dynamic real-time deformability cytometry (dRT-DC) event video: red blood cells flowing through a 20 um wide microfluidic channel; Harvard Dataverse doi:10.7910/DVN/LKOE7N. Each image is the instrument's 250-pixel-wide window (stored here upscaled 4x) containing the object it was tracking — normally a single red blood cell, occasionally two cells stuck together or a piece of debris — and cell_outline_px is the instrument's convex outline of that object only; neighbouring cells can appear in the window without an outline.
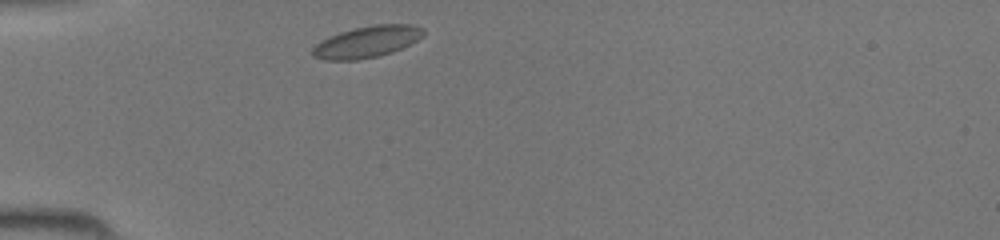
{"species": "common noctule bat (a hibernating species)", "species_latin": "Nyctalus noctula", "temperature_condition": "room temperature", "stored_images_in_passage": 33, "camera_frame_rate_fps": 3000, "um_per_image_px": 0.085, "animal": {"sex": "female", "body_mass_g": 19.5, "forearm_length_mm": 54.1}, "frame": {"image": 1, "passage_image": 1, "time_ms": 0.0, "image_size_px": [1000, 240], "cell_outline_px": [[424, 36], [392, 52], [380, 56], [356, 60], [324, 60], [312, 56], [312, 48], [320, 40], [328, 36], [340, 32], [356, 28], [376, 24], [412, 24], [424, 28]], "centroid_in_image_um": [31.17, 3.55], "position_along_channel_um": 53.8, "area_um2": 20.4}}
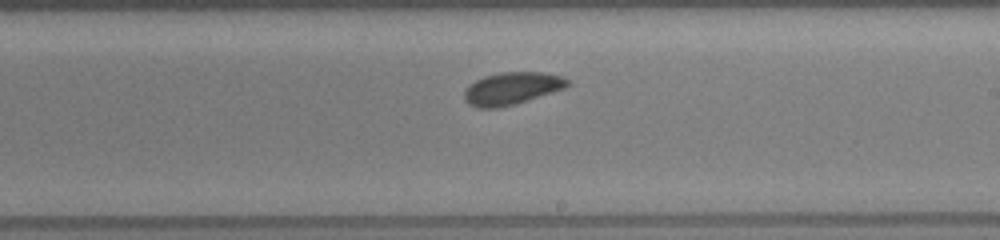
{"frame": {"image": 2, "passage_image": 15, "time_ms": 4.667, "image_size_px": [1000, 240], "cell_outline_px": [[572, 84], [564, 88], [516, 104], [496, 108], [476, 108], [468, 104], [464, 100], [464, 88], [468, 84], [484, 76], [500, 72], [544, 72], [564, 76]], "centroid_in_image_um": [43.48, 7.51], "position_along_channel_um": 245.5, "area_um2": 19.77}}
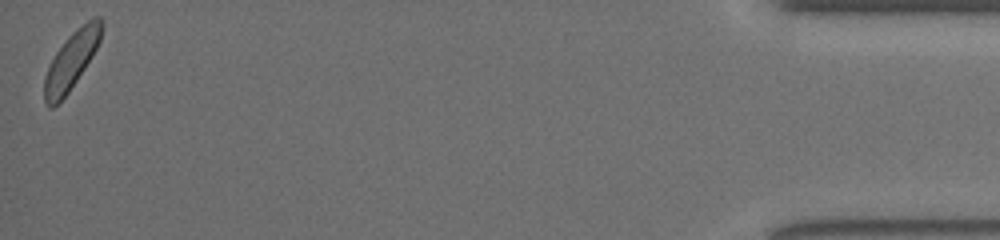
{"frame": {"image": 3, "passage_image": 33, "time_ms": 10.667, "image_size_px": [1000, 240], "cell_outline_px": [[104, 24], [100, 40], [92, 56], [68, 92], [52, 108], [48, 108], [44, 104], [44, 76], [56, 52], [68, 36], [76, 28], [92, 16], [100, 16], [104, 20]], "centroid_in_image_um": [6.08, 5.09], "position_along_channel_um": 429.1, "area_um2": 19.07}}